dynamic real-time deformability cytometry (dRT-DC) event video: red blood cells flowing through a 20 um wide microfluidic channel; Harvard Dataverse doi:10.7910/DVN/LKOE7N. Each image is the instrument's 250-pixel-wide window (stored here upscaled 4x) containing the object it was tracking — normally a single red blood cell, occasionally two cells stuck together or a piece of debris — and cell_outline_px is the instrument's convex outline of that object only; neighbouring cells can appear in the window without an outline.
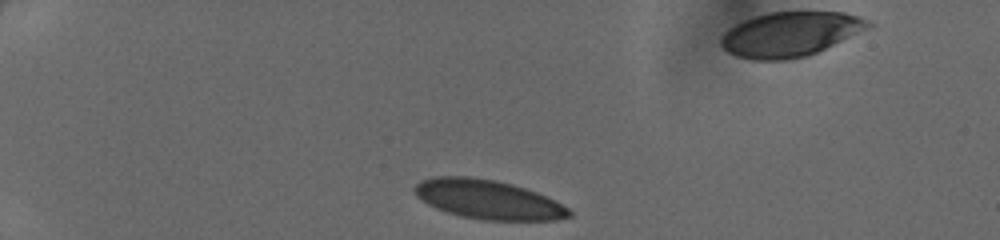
{"species": "human", "species_latin": "Homo sapiens", "temperature_condition": "cold", "stored_images_in_passage": 8, "camera_frame_rate_fps": 3000, "um_per_image_px": 0.085, "donor": {"sex": "female"}, "frame": {"image": 1, "passage_image": 1, "time_ms": 0.0, "image_size_px": [1000, 240], "cell_outline_px": [[572, 216], [556, 220], [484, 220], [460, 216], [436, 208], [428, 204], [416, 196], [412, 188], [416, 184], [424, 180], [436, 176], [468, 176], [496, 180], [512, 184], [536, 192], [568, 208], [572, 212]], "centroid_in_image_um": [41.46, 16.96], "position_along_channel_um": 43.5, "area_um2": 35.03}}
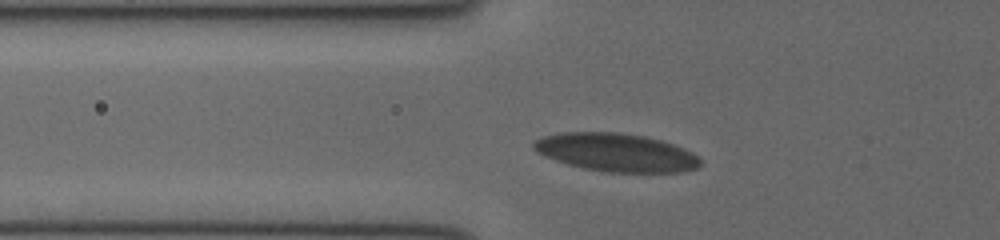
{"frame": {"image": 2, "passage_image": 6, "time_ms": 1.667, "image_size_px": [1000, 240], "cell_outline_px": [[700, 168], [680, 172], [608, 172], [584, 168], [568, 164], [544, 156], [536, 152], [532, 148], [532, 140], [544, 136], [560, 132], [616, 132], [644, 136], [660, 140], [684, 148], [692, 152], [700, 160]], "centroid_in_image_um": [52.34, 12.95], "position_along_channel_um": 73.5, "area_um2": 37.11}}